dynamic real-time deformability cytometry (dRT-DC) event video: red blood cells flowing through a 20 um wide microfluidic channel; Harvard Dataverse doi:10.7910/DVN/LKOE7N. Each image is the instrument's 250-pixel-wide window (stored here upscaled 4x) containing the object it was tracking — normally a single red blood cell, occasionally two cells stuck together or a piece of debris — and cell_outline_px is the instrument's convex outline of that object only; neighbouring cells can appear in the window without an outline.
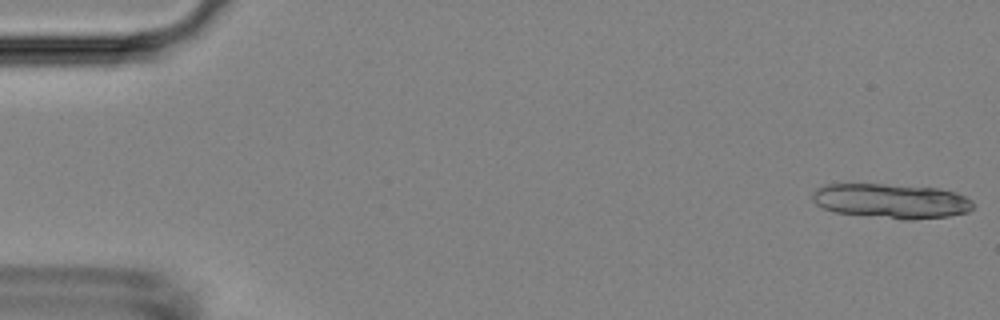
{"species": "Egyptian fruit bat (a non-hibernating species)", "species_latin": "Rousettus aegyptiacus", "temperature_condition": "room temperature", "stored_images_in_passage": 14, "camera_frame_rate_fps": 3000, "um_per_image_px": 0.085, "animal": {"sex": "female"}, "frame": {"image": 1, "passage_image": 1, "time_ms": 0.0, "image_size_px": [1000, 320], "cell_outline_px": [[972, 208], [968, 212], [948, 216], [912, 220], [904, 220], [832, 212], [816, 204], [812, 200], [812, 192], [816, 188], [824, 184], [884, 184], [936, 188], [956, 192], [972, 200]], "centroid_in_image_um": [75.72, 17.09], "position_along_channel_um": 9.3, "area_um2": 32.66}}